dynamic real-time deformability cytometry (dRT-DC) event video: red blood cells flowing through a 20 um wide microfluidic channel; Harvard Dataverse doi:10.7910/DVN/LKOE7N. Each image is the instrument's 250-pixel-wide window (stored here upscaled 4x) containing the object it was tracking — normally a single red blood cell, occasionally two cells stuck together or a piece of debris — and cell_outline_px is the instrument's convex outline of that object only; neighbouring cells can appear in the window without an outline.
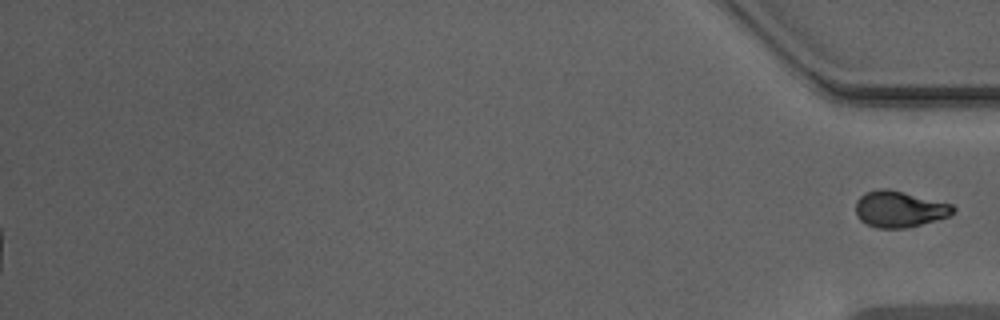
{"species": "Egyptian fruit bat (a non-hibernating species)", "species_latin": "Rousettus aegyptiacus", "temperature_condition": "warm", "stored_images_in_passage": 40, "segment_of_instrument_passage": [2, 2], "camera_frame_rate_fps": 3000, "um_per_image_px": 0.085, "animal": {"sex": "male"}, "frame": {"image": 1, "passage_image": 40, "time_ms": 13.0, "image_size_px": [1000, 320], "cell_outline_px": [[956, 212], [948, 216], [920, 224], [904, 228], [880, 228], [868, 224], [860, 220], [856, 216], [856, 200], [860, 196], [868, 192], [880, 188], [888, 188], [952, 204], [956, 208]], "centroid_in_image_um": [76.44, 17.76], "position_along_channel_um": 358.8, "area_um2": 20.4}}